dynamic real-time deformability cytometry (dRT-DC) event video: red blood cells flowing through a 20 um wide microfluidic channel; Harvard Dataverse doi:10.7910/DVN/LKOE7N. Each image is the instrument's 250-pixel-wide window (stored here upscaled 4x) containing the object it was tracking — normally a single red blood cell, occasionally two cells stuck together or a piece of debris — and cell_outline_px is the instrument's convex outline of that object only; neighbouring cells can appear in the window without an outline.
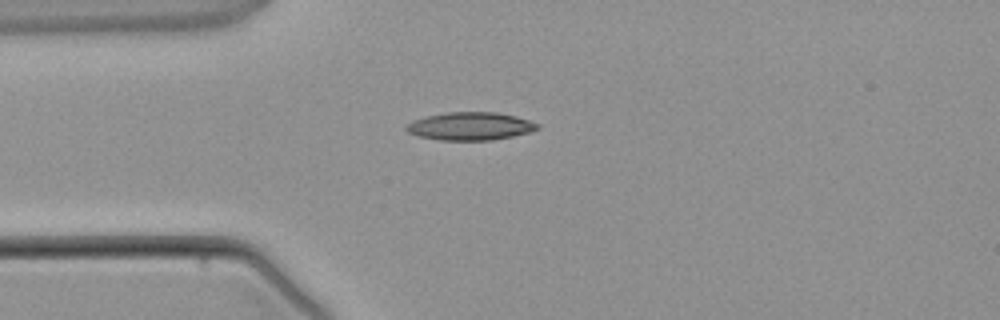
{"species": "common noctule bat (a hibernating species)", "species_latin": "Nyctalus noctula", "temperature_condition": "warm", "stored_images_in_passage": 1, "camera_frame_rate_fps": 3000, "um_per_image_px": 0.085, "animal": {"sex": "male", "body_mass_g": 21.5, "forearm_length_mm": 52.0}, "frame": {"image": 1, "passage_image": 1, "time_ms": 0.0, "image_size_px": [1000, 320], "cell_outline_px": [[540, 128], [532, 132], [492, 140], [440, 140], [420, 136], [408, 132], [404, 128], [412, 120], [424, 116], [448, 112], [496, 112], [516, 116], [540, 124]], "centroid_in_image_um": [39.99, 10.72], "position_along_channel_um": 45.0, "area_um2": 21.44}}